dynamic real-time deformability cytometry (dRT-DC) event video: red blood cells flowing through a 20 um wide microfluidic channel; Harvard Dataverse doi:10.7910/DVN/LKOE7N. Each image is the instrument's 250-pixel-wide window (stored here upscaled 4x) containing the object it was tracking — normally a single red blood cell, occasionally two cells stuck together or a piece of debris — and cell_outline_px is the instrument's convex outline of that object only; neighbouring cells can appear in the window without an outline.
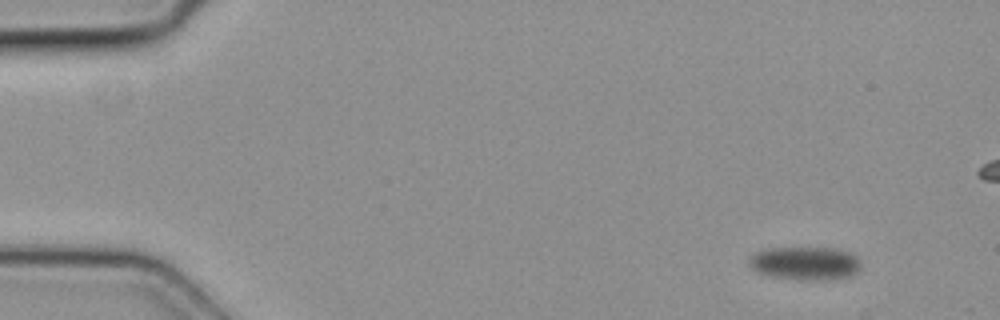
{"species": "common noctule bat (a hibernating species)", "species_latin": "Nyctalus noctula", "temperature_condition": "cold", "stored_images_in_passage": 7, "camera_frame_rate_fps": 3000, "um_per_image_px": 0.085, "animal": {"sex": "female", "body_mass_g": 19.3, "forearm_length_mm": 54.1}, "frame": {"image": 1, "passage_image": 1, "time_ms": 0.0, "image_size_px": [1000, 320], "cell_outline_px": [[860, 268], [852, 276], [820, 280], [800, 280], [772, 276], [760, 272], [752, 268], [748, 264], [748, 256], [756, 252], [768, 248], [832, 248], [852, 252], [860, 260]], "centroid_in_image_um": [68.45, 22.37], "position_along_channel_um": 16.6, "area_um2": 21.79}}